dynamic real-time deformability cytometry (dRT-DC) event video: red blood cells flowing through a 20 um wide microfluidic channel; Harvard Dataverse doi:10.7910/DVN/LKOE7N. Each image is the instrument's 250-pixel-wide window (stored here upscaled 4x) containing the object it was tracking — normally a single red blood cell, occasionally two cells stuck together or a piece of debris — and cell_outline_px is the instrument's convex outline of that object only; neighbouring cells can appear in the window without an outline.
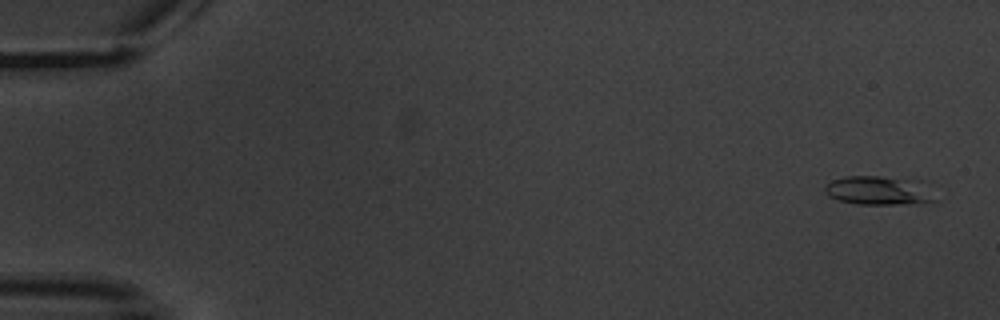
{"species": "common noctule bat (a hibernating species)", "species_latin": "Nyctalus noctula", "temperature_condition": "warm", "stored_images_in_passage": 7, "camera_frame_rate_fps": 3000, "um_per_image_px": 0.085, "animal": {"sex": "male", "body_mass_g": 20.1, "forearm_length_mm": 53.5}, "frame": {"image": 1, "passage_image": 1, "time_ms": 0.0, "image_size_px": [1000, 320], "cell_outline_px": [[936, 200], [916, 204], [856, 204], [840, 200], [828, 196], [824, 192], [824, 188], [832, 180], [848, 176], [880, 176], [908, 180]], "centroid_in_image_um": [74.47, 16.22], "position_along_channel_um": 10.5, "area_um2": 17.4}}
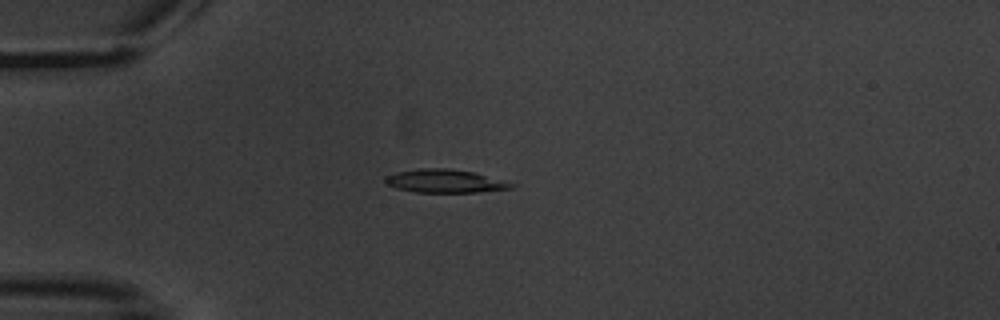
{"frame": {"image": 2, "passage_image": 5, "time_ms": 4.667, "image_size_px": [1000, 320], "cell_outline_px": [[516, 184], [512, 188], [476, 192], [416, 192], [396, 188], [388, 184], [384, 180], [384, 176], [396, 172], [420, 168], [444, 168], [472, 172]], "centroid_in_image_um": [37.76, 15.39], "position_along_channel_um": 47.2, "area_um2": 16.82}}